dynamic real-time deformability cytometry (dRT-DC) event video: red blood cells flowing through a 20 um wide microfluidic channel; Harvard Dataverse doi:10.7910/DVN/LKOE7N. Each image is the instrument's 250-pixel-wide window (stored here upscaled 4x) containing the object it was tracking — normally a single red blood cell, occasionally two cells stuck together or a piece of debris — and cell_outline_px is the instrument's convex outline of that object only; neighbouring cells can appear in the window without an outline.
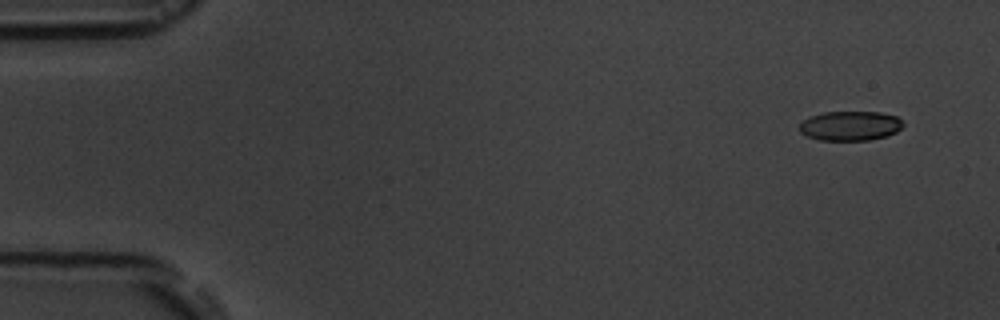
{"species": "common noctule bat (a hibernating species)", "species_latin": "Nyctalus noctula", "temperature_condition": "room temperature", "stored_images_in_passage": 5, "camera_frame_rate_fps": 3000, "um_per_image_px": 0.085, "animal": {"sex": "male", "body_mass_g": 19.5, "forearm_length_mm": 54.6}, "frame": {"image": 1, "passage_image": 1, "time_ms": 0.0, "image_size_px": [1000, 320], "cell_outline_px": [[904, 124], [896, 132], [888, 136], [868, 140], [820, 140], [808, 136], [800, 132], [800, 124], [808, 116], [824, 112], [880, 112], [896, 116]], "centroid_in_image_um": [72.27, 10.69], "position_along_channel_um": 12.7, "area_um2": 17.8}}
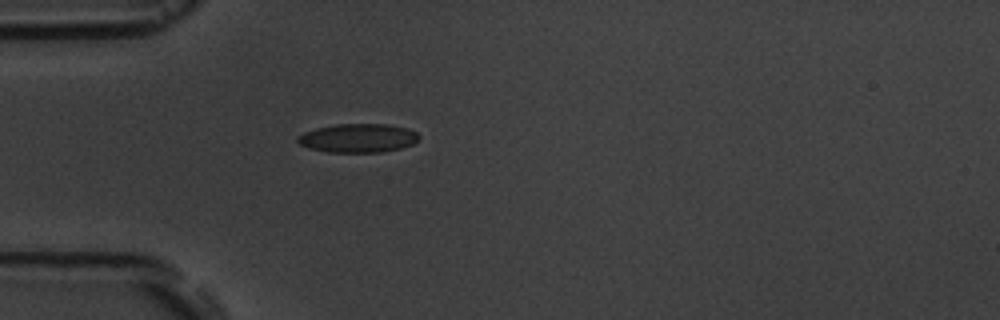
{"frame": {"image": 2, "passage_image": 5, "time_ms": 4.333, "image_size_px": [1000, 320], "cell_outline_px": [[420, 136], [412, 144], [400, 148], [380, 152], [328, 152], [308, 148], [300, 144], [296, 140], [296, 136], [304, 132], [316, 128], [336, 124], [388, 124], [404, 128], [416, 132]], "centroid_in_image_um": [30.38, 11.73], "position_along_channel_um": 54.6, "area_um2": 20.23}}